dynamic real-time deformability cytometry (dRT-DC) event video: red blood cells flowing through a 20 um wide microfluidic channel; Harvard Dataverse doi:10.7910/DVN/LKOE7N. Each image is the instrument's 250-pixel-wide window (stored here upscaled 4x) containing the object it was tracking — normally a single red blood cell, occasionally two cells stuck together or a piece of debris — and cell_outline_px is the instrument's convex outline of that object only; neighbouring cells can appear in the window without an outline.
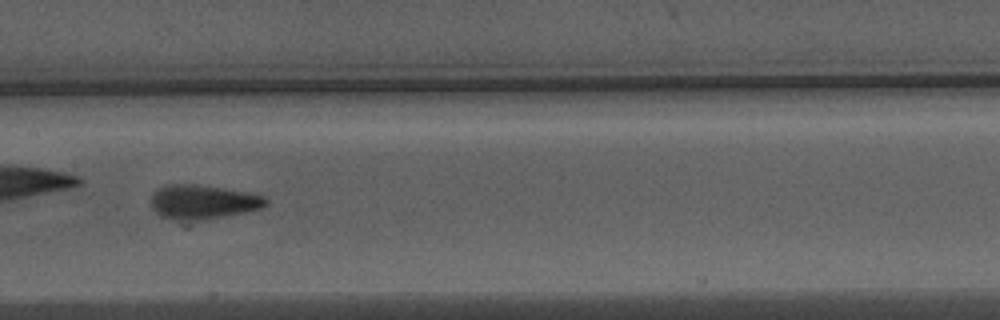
{"species": "Egyptian fruit bat (a non-hibernating species)", "species_latin": "Rousettus aegyptiacus", "temperature_condition": "warm", "stored_images_in_passage": 16, "camera_frame_rate_fps": 3000, "um_per_image_px": 0.085, "animal": {"sex": "male"}, "frame": {"image": 1, "passage_image": 14, "time_ms": 4.333, "image_size_px": [1000, 320], "cell_outline_px": [[268, 204], [260, 208], [244, 212], [224, 216], [180, 224], [160, 216], [152, 208], [152, 196], [164, 184], [192, 184], [220, 188], [244, 192], [264, 196], [268, 200]], "centroid_in_image_um": [17.18, 17.21], "position_along_channel_um": 190.2, "area_um2": 23.06}}